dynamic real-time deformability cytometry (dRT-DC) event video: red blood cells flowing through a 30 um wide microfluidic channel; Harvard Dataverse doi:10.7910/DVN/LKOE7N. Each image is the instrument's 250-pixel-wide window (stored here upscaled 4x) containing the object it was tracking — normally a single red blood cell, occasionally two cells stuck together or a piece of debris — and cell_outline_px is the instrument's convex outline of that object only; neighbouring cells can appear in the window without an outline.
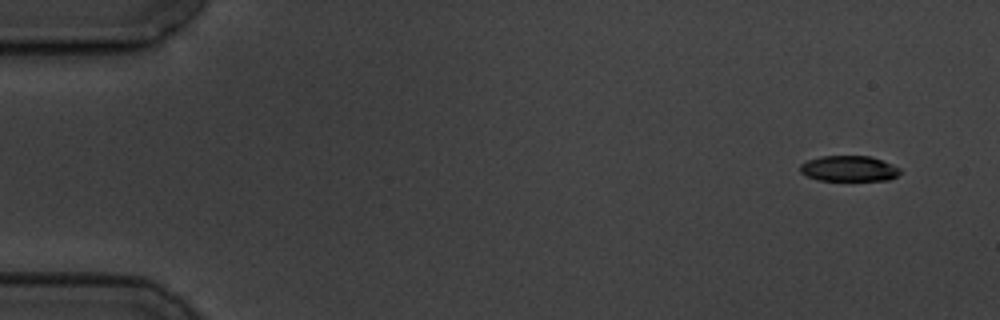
{"species": "common noctule bat (a hibernating species)", "species_latin": "Nyctalus noctula", "temperature_condition": "cold", "stored_images_in_passage": 5, "camera_frame_rate_fps": 3000, "um_per_image_px": 0.085, "animal": {"sex": "male", "body_mass_g": 19.5, "forearm_length_mm": 54.6}, "frame": {"image": 1, "passage_image": 1, "time_ms": 0.0, "image_size_px": [1000, 320], "cell_outline_px": [[900, 172], [896, 176], [888, 180], [816, 180], [800, 172], [800, 164], [808, 160], [820, 156], [872, 156], [892, 164], [900, 168]], "centroid_in_image_um": [72.15, 14.32], "position_along_channel_um": 12.8, "area_um2": 14.91}}
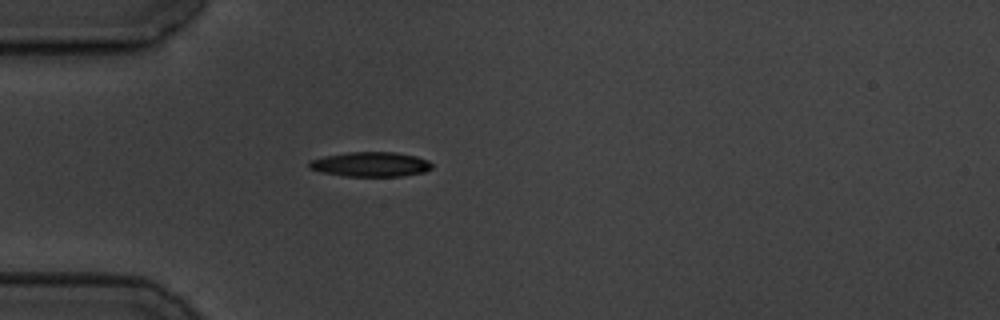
{"frame": {"image": 2, "passage_image": 5, "time_ms": 4.333, "image_size_px": [1000, 320], "cell_outline_px": [[432, 168], [424, 172], [400, 176], [344, 176], [320, 172], [308, 168], [308, 160], [324, 156], [348, 152], [396, 152], [416, 156], [428, 160], [432, 164]], "centroid_in_image_um": [31.46, 13.96], "position_along_channel_um": 53.5, "area_um2": 17.8}}